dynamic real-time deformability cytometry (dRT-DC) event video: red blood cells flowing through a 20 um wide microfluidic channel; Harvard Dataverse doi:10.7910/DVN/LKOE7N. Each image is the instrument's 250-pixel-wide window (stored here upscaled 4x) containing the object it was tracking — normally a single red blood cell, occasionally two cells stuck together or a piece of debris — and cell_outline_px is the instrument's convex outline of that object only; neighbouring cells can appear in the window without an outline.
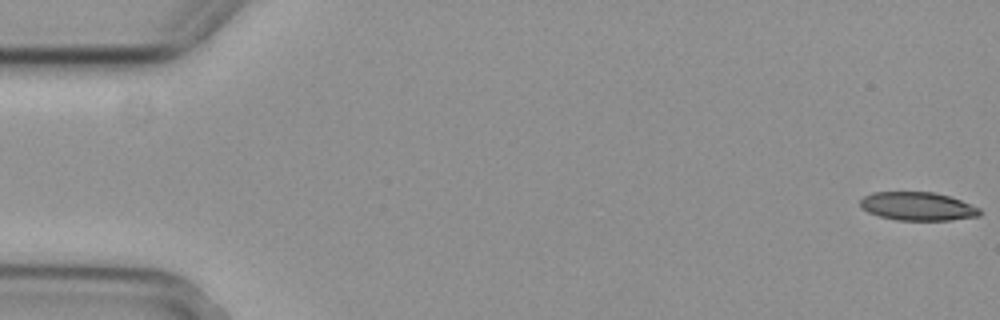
{"species": "common noctule bat (a hibernating species)", "species_latin": "Nyctalus noctula", "temperature_condition": "cold", "stored_images_in_passage": 4, "camera_frame_rate_fps": 3000, "um_per_image_px": 0.085, "animal": {"sex": "female", "body_mass_g": 29.2, "forearm_length_mm": 56.3}, "frame": {"image": 1, "passage_image": 1, "time_ms": 0.0, "image_size_px": [1000, 320], "cell_outline_px": [[980, 216], [948, 220], [896, 220], [880, 216], [868, 212], [860, 208], [860, 200], [864, 196], [872, 192], [932, 192], [948, 196], [960, 200], [980, 208]], "centroid_in_image_um": [77.97, 17.54], "position_along_channel_um": 7.0, "area_um2": 19.71}}
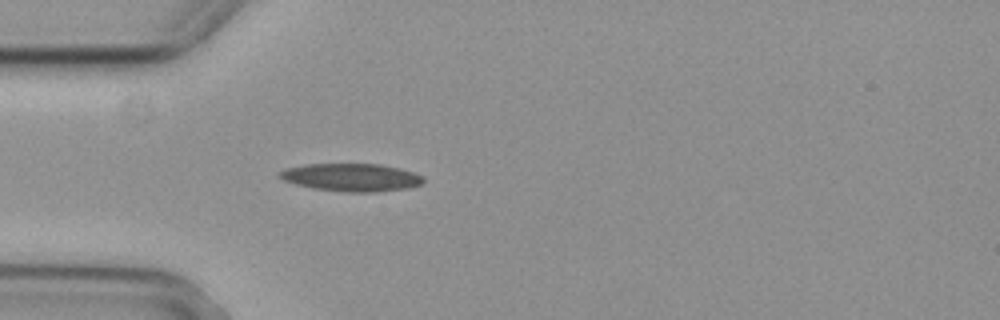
{"frame": {"image": 2, "passage_image": 4, "time_ms": 1.0, "image_size_px": [1000, 320], "cell_outline_px": [[424, 180], [420, 184], [408, 188], [376, 192], [344, 192], [312, 188], [296, 184], [284, 180], [276, 176], [276, 172], [284, 168], [304, 164], [380, 164], [412, 172], [424, 176]], "centroid_in_image_um": [29.8, 15.07], "position_along_channel_um": 55.2, "area_um2": 23.41}}